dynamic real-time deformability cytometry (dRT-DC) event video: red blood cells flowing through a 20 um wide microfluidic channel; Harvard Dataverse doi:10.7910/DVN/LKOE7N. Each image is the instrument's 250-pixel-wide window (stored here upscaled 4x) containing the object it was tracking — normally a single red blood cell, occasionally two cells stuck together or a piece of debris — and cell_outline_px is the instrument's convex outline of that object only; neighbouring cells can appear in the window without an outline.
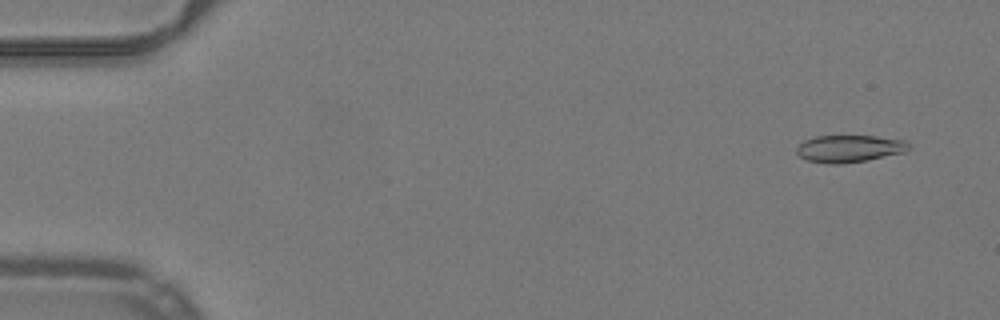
{"species": "common noctule bat (a hibernating species)", "species_latin": "Nyctalus noctula", "temperature_condition": "warm", "stored_images_in_passage": 52, "camera_frame_rate_fps": 3000, "um_per_image_px": 0.085, "animal": {"sex": "male", "body_mass_g": 19.2, "forearm_length_mm": 51.8}, "frame": {"image": 1, "passage_image": 4, "time_ms": 1.0, "image_size_px": [1000, 320], "cell_outline_px": [[912, 148], [904, 152], [868, 160], [840, 164], [828, 164], [808, 160], [800, 156], [796, 152], [796, 148], [804, 140], [816, 136], [876, 136], [908, 140], [912, 144]], "centroid_in_image_um": [72.26, 12.62], "position_along_channel_um": 12.7, "area_um2": 17.98}}
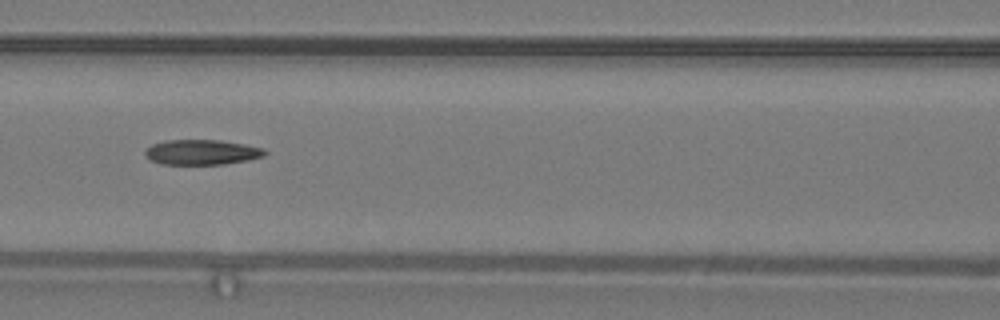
{"frame": {"image": 2, "passage_image": 24, "time_ms": 7.667, "image_size_px": [1000, 320], "cell_outline_px": [[268, 152], [264, 156], [248, 160], [224, 164], [160, 164], [148, 160], [144, 152], [152, 144], [164, 140], [220, 140], [244, 144], [264, 148]], "centroid_in_image_um": [17.14, 12.94], "position_along_channel_um": 149.5, "area_um2": 17.63}}
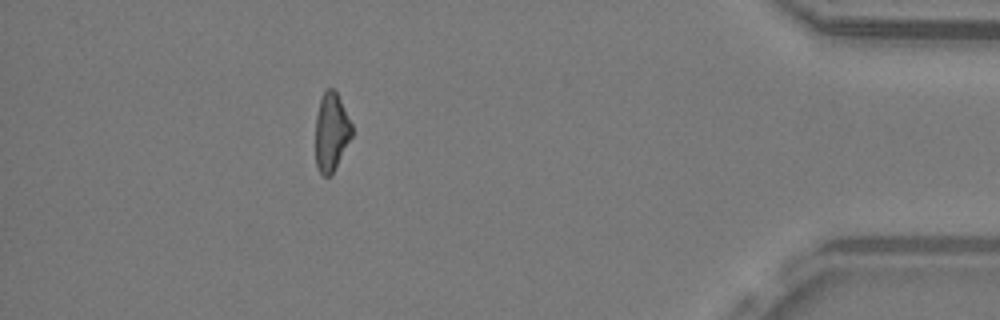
{"frame": {"image": 3, "passage_image": 47, "time_ms": 15.333, "image_size_px": [1000, 320], "cell_outline_px": [[352, 136], [332, 172], [328, 176], [324, 176], [316, 168], [316, 116], [320, 100], [324, 92], [328, 88], [332, 88], [336, 92], [352, 124]], "centroid_in_image_um": [28.15, 11.21], "position_along_channel_um": 407.1, "area_um2": 16.18}, "authors_computed_cell_mechanics": {"area_um2": 17.9758, "velocity_mm_per_s": 4.0206, "shape_relaxation_time_tau1_ms": null, "shape_relaxation_time_tau2_ms": 6.7614, "deformation_change_tau1": null, "deformation_change_tau2": 0.1707}}